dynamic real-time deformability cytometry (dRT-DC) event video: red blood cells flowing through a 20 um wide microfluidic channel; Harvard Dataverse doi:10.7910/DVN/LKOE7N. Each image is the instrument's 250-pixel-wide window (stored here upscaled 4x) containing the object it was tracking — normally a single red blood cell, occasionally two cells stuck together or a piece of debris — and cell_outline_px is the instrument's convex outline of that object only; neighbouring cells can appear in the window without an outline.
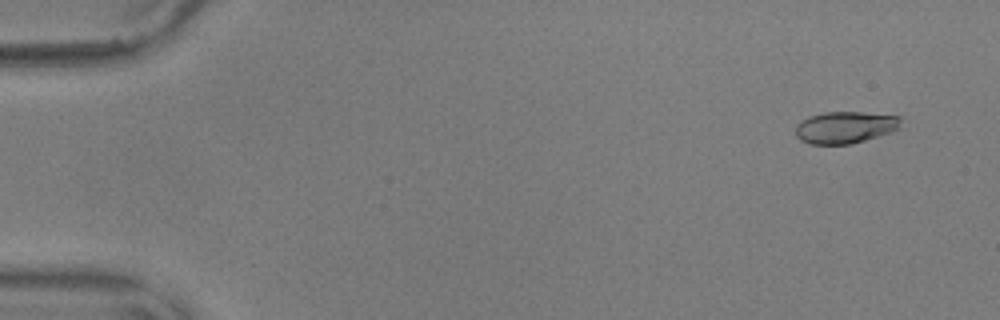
{"species": "common noctule bat (a hibernating species)", "species_latin": "Nyctalus noctula", "temperature_condition": "warm", "stored_images_in_passage": 56, "camera_frame_rate_fps": 3000, "um_per_image_px": 0.085, "animal": {"sex": "male", "body_mass_g": 17.9, "forearm_length_mm": 54.2}, "frame": {"image": 1, "passage_image": 4, "time_ms": 1.0, "image_size_px": [1000, 320], "cell_outline_px": [[900, 128], [892, 132], [852, 144], [812, 144], [800, 140], [796, 136], [796, 124], [808, 116], [824, 112], [860, 112], [900, 116]], "centroid_in_image_um": [71.83, 10.82], "position_along_channel_um": 13.2, "area_um2": 19.65}}
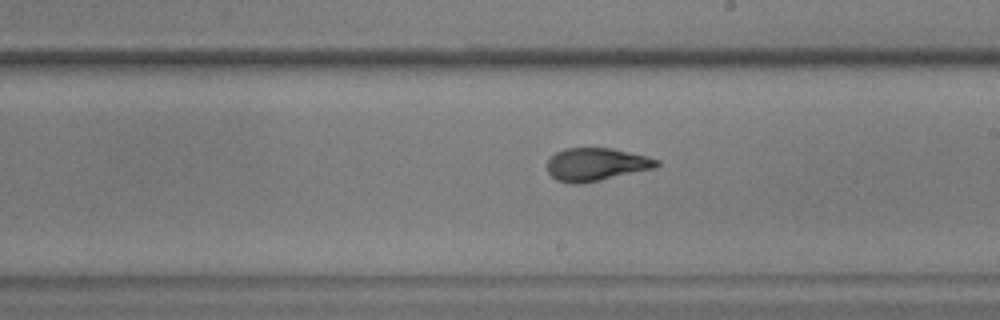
{"frame": {"image": 2, "passage_image": 33, "time_ms": 10.667, "image_size_px": [1000, 320], "cell_outline_px": [[660, 164], [656, 168], [600, 180], [580, 184], [572, 184], [556, 180], [548, 172], [548, 160], [556, 152], [564, 148], [612, 148], [648, 156], [660, 160]], "centroid_in_image_um": [50.7, 13.97], "position_along_channel_um": 238.3, "area_um2": 21.1}}
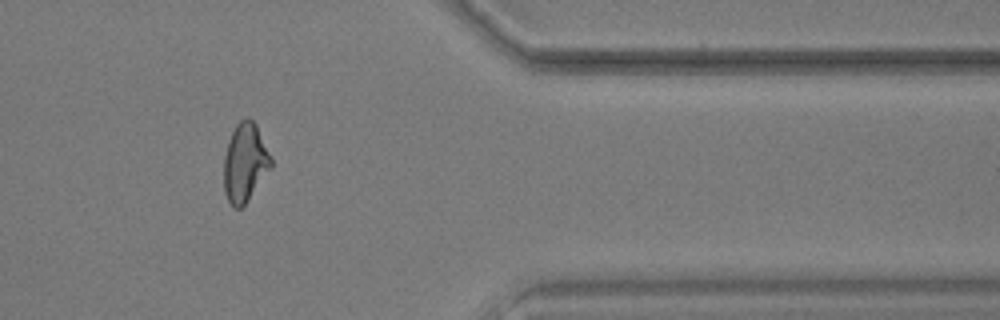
{"frame": {"image": 3, "passage_image": 47, "time_ms": 15.333, "image_size_px": [1000, 320], "cell_outline_px": [[272, 168], [244, 204], [240, 208], [236, 208], [228, 200], [224, 192], [224, 156], [228, 140], [236, 124], [244, 116], [248, 116], [256, 124], [272, 156]], "centroid_in_image_um": [20.84, 13.77], "position_along_channel_um": 390.6, "area_um2": 21.73}, "authors_computed_cell_mechanics": {"area_um2": 20.7502, "velocity_mm_per_s": 3.6407, "shape_relaxation_time_tau1_ms": 9.5792, "shape_relaxation_time_tau2_ms": 0.8842, "deformation_change_tau1": 0.278, "deformation_change_tau2": 0.055}}